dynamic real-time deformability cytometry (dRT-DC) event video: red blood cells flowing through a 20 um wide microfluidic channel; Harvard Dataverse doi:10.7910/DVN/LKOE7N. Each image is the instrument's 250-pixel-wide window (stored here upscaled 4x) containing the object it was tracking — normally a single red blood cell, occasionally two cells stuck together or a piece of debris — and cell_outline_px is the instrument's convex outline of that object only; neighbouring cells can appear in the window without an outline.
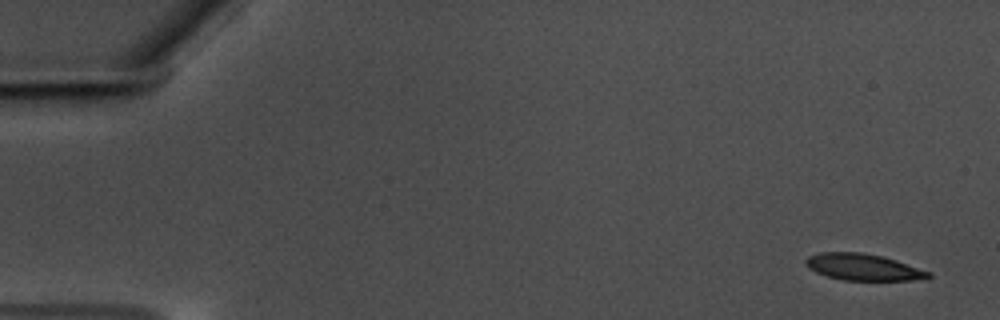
{"species": "common noctule bat (a hibernating species)", "species_latin": "Nyctalus noctula", "temperature_condition": "warm", "stored_images_in_passage": 57, "camera_frame_rate_fps": 3000, "um_per_image_px": 0.085, "animal": {"sex": "male", "body_mass_g": 17.5, "forearm_length_mm": 52.3}, "frame": {"image": 1, "passage_image": 1, "time_ms": 0.0, "image_size_px": [1000, 320], "cell_outline_px": [[932, 276], [928, 280], [844, 280], [828, 276], [816, 272], [808, 268], [804, 260], [808, 256], [820, 252], [860, 252], [884, 256], [932, 272]], "centroid_in_image_um": [73.42, 22.7], "position_along_channel_um": 11.6, "area_um2": 19.19}}
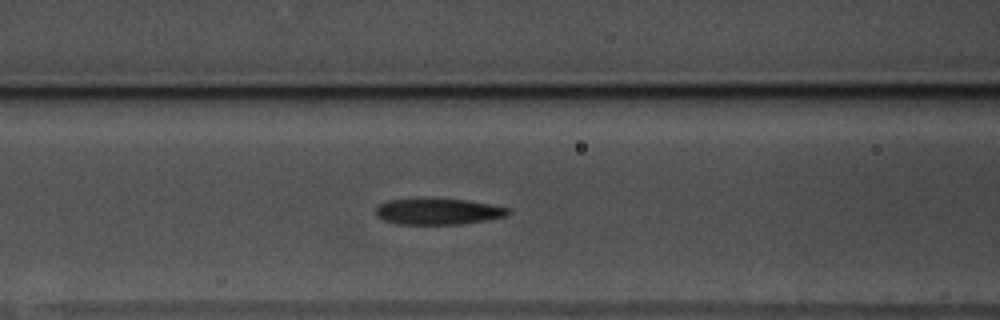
{"frame": {"image": 2, "passage_image": 23, "time_ms": 7.333, "image_size_px": [1000, 320], "cell_outline_px": [[512, 212], [508, 216], [464, 224], [396, 224], [384, 220], [376, 216], [376, 208], [380, 204], [388, 200], [464, 200], [492, 204], [508, 208]], "centroid_in_image_um": [37.29, 18.0], "position_along_channel_um": 129.3, "area_um2": 19.83}}
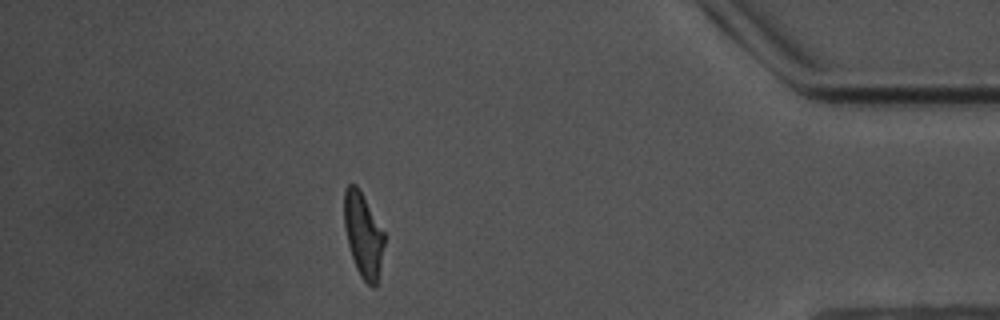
{"frame": {"image": 3, "passage_image": 50, "time_ms": 16.333, "image_size_px": [1000, 320], "cell_outline_px": [[384, 244], [376, 288], [372, 288], [360, 276], [356, 268], [348, 244], [344, 228], [344, 188], [348, 184], [356, 184], [384, 232]], "centroid_in_image_um": [30.85, 19.98], "position_along_channel_um": 404.3, "area_um2": 19.54}, "authors_computed_cell_mechanics": {"area_um2": 20.519, "velocity_mm_per_s": 3.5246, "shape_relaxation_time_tau1_ms": 7.2102, "shape_relaxation_time_tau2_ms": 2.3667, "deformation_change_tau1": 0.2247, "deformation_change_tau2": 0.1086}}